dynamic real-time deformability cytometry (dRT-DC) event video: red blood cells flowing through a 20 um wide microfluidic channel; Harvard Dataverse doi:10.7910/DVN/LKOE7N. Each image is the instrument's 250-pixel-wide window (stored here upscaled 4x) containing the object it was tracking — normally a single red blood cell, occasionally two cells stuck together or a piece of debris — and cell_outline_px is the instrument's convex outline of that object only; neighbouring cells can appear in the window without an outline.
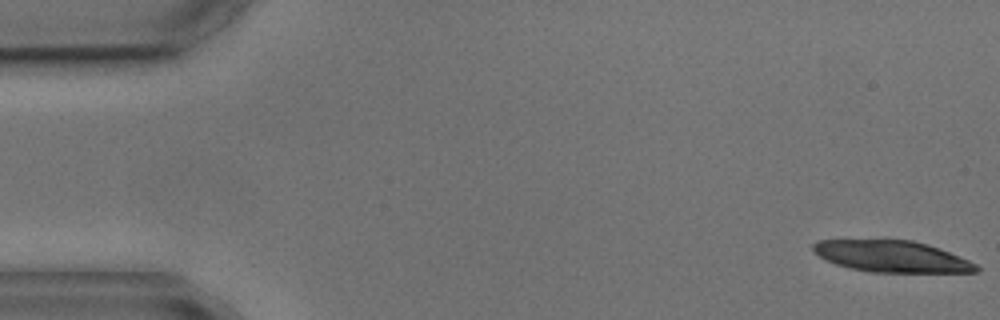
{"species": "common noctule bat (a hibernating species)", "species_latin": "Nyctalus noctula", "temperature_condition": "cold", "stored_images_in_passage": 5, "camera_frame_rate_fps": 3000, "um_per_image_px": 0.085, "animal": {"sex": "male", "body_mass_g": 17.9, "forearm_length_mm": 54.2}, "frame": {"image": 1, "passage_image": 1, "time_ms": 0.0, "image_size_px": [1000, 320], "cell_outline_px": [[980, 272], [872, 272], [852, 268], [836, 264], [820, 256], [812, 248], [812, 244], [820, 240], [880, 236], [912, 240], [948, 252], [968, 260], [976, 264], [980, 268]], "centroid_in_image_um": [75.73, 21.73], "position_along_channel_um": 9.3, "area_um2": 30.63}}